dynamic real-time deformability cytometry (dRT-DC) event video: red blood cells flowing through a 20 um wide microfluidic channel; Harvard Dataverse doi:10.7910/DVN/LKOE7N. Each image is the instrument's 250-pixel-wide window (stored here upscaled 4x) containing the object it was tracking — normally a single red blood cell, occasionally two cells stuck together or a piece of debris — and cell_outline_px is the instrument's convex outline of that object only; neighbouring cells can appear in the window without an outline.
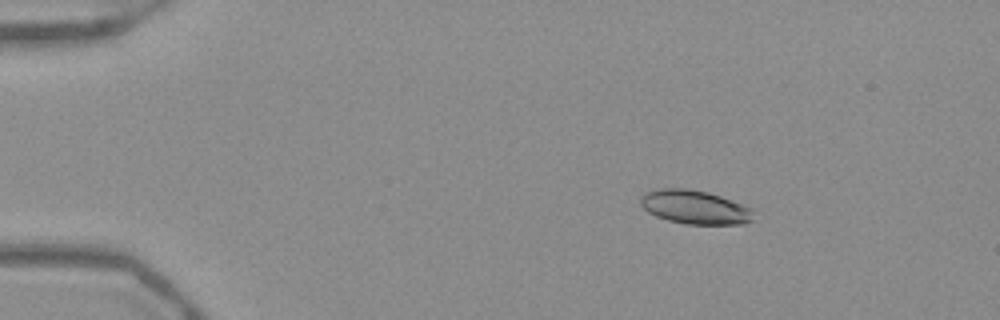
{"species": "Egyptian fruit bat (a non-hibernating species)", "species_latin": "Rousettus aegyptiacus", "temperature_condition": "warm", "stored_images_in_passage": 45, "camera_frame_rate_fps": 3000, "um_per_image_px": 0.085, "frame": {"image": 1, "passage_image": 1, "time_ms": 0.0, "image_size_px": [1000, 320], "cell_outline_px": [[752, 220], [744, 224], [684, 224], [668, 220], [656, 216], [648, 212], [640, 204], [640, 196], [644, 192], [660, 188], [688, 188], [708, 192], [720, 196], [752, 208]], "centroid_in_image_um": [59.02, 17.6], "position_along_channel_um": 26.0, "area_um2": 22.31}}
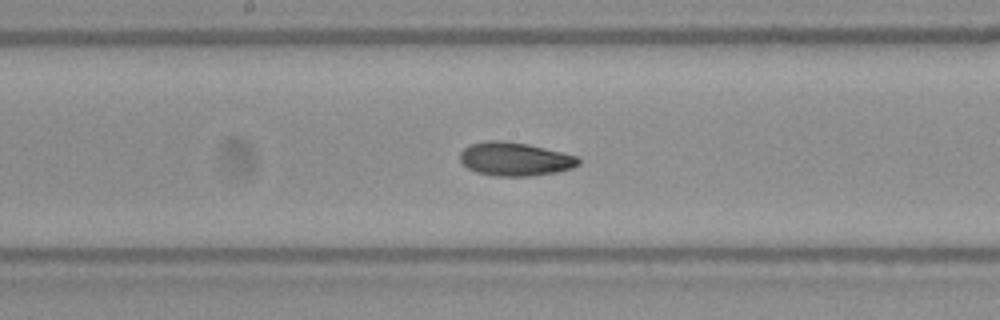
{"frame": {"image": 2, "passage_image": 21, "time_ms": 6.667, "image_size_px": [1000, 320], "cell_outline_px": [[580, 164], [572, 168], [556, 172], [532, 176], [496, 176], [476, 172], [468, 168], [460, 160], [460, 152], [468, 144], [488, 140], [504, 140], [528, 144], [580, 156]], "centroid_in_image_um": [43.78, 13.51], "position_along_channel_um": 204.4, "area_um2": 23.41}}
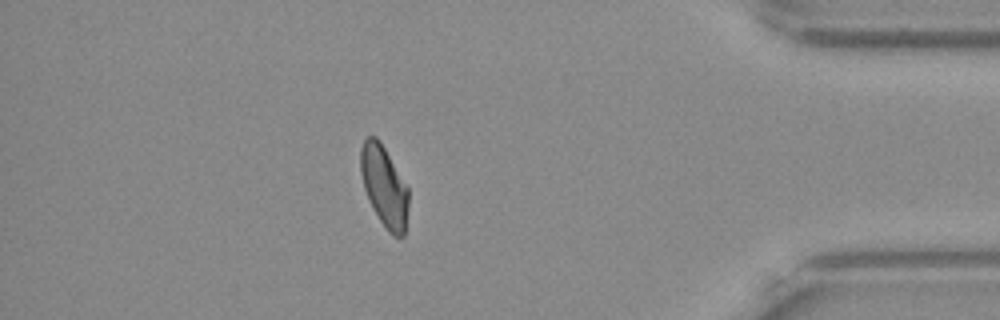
{"frame": {"image": 3, "passage_image": 39, "time_ms": 12.667, "image_size_px": [1000, 320], "cell_outline_px": [[408, 208], [404, 236], [392, 236], [388, 232], [372, 208], [368, 200], [364, 188], [360, 172], [360, 148], [364, 140], [368, 136], [376, 136], [380, 140], [408, 188]], "centroid_in_image_um": [32.64, 15.83], "position_along_channel_um": 402.6, "area_um2": 22.6}, "authors_computed_cell_mechanics": {"area_um2": 22.7154, "velocity_mm_per_s": 3.9116, "shape_relaxation_time_tau1_ms": 5.3298, "shape_relaxation_time_tau2_ms": 2.8722, "deformation_change_tau1": 0.168, "deformation_change_tau2": 0.0865}}